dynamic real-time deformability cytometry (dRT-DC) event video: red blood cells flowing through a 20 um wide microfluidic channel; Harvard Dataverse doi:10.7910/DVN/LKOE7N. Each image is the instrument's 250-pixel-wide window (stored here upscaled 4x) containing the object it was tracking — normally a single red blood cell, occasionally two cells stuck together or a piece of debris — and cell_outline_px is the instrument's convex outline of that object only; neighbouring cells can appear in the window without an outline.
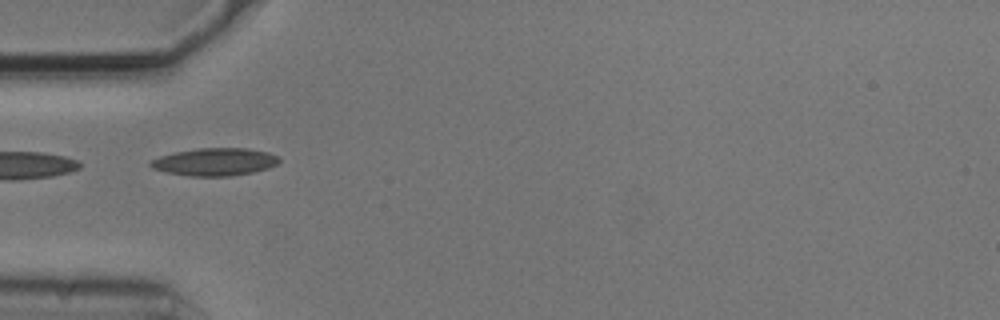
{"species": "common noctule bat (a hibernating species)", "species_latin": "Nyctalus noctula", "temperature_condition": "cold", "stored_images_in_passage": 5, "camera_frame_rate_fps": 3000, "um_per_image_px": 0.085, "animal": {"sex": "male", "body_mass_g": 20.5, "forearm_length_mm": 52.5}, "frame": {"image": 1, "passage_image": 3, "time_ms": 0.667, "image_size_px": [1000, 320], "cell_outline_px": [[280, 160], [276, 164], [268, 168], [252, 172], [232, 176], [188, 176], [168, 172], [152, 168], [148, 164], [152, 160], [160, 156], [172, 152], [196, 148], [248, 148], [268, 152], [280, 156]], "centroid_in_image_um": [18.26, 13.75], "position_along_channel_um": 66.7, "area_um2": 20.81}}
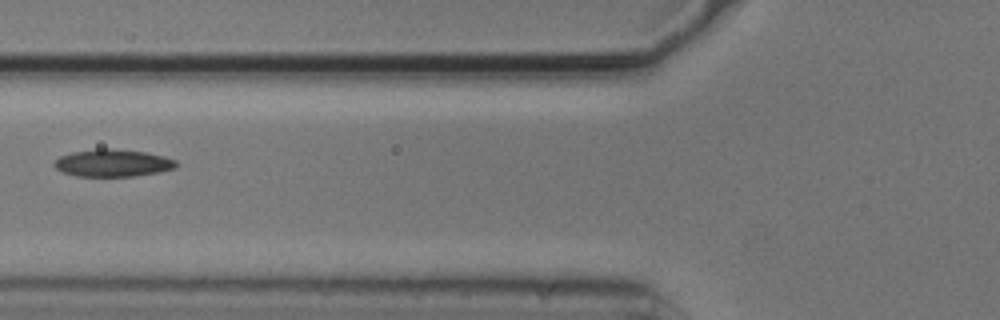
{"frame": {"image": 2, "passage_image": 4, "time_ms": 1.0, "image_size_px": [1000, 320], "cell_outline_px": [[180, 164], [176, 168], [160, 172], [136, 176], [76, 176], [64, 172], [56, 168], [52, 164], [60, 156], [72, 152], [100, 148], [112, 148], [144, 152], [164, 156], [176, 160]], "centroid_in_image_um": [9.63, 13.85], "position_along_channel_um": 116.2, "area_um2": 19.54}}
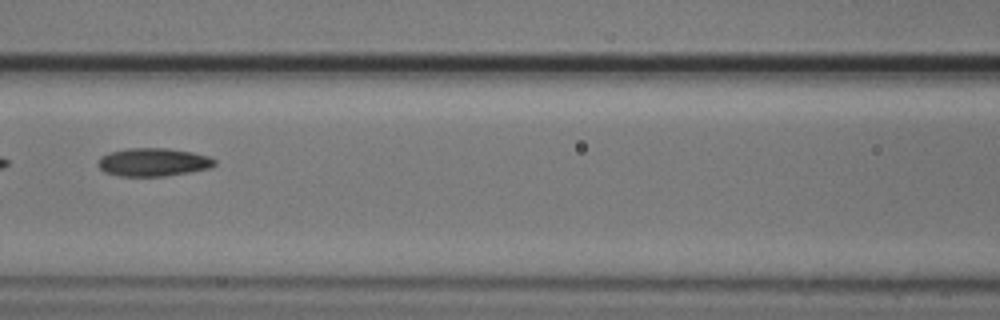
{"frame": {"image": 3, "passage_image": 5, "time_ms": 1.333, "image_size_px": [1000, 320], "cell_outline_px": [[216, 164], [212, 168], [164, 176], [120, 176], [104, 172], [96, 164], [100, 156], [112, 152], [128, 148], [168, 148], [192, 152], [208, 156], [216, 160]], "centroid_in_image_um": [13.02, 13.78], "position_along_channel_um": 153.6, "area_um2": 19.19}}